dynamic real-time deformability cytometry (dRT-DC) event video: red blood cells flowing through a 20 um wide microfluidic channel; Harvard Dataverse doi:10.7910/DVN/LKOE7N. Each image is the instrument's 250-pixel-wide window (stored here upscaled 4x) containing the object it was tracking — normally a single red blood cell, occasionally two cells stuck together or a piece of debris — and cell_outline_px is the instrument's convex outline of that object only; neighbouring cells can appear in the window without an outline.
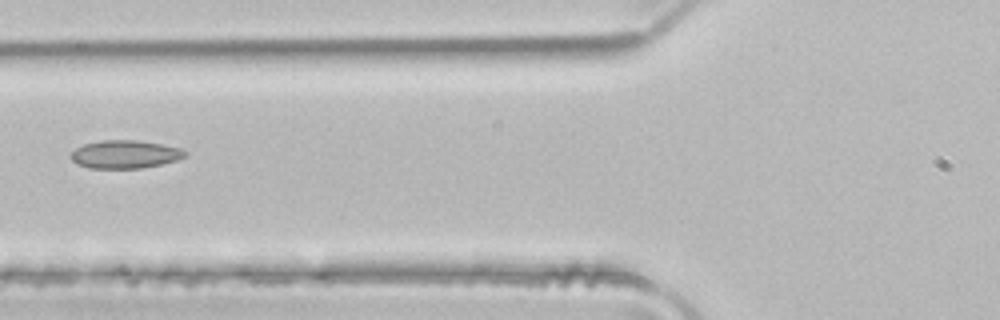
{"species": "common noctule bat (a hibernating species)", "species_latin": "Nyctalus noctula", "temperature_condition": "room temperature", "stored_images_in_passage": 3, "camera_frame_rate_fps": 3000, "um_per_image_px": 0.085, "animal": {"sex": "male", "body_mass_g": 21.5, "forearm_length_mm": 52.0}, "frame": {"image": 1, "passage_image": 2, "time_ms": 0.333, "image_size_px": [1000, 320], "cell_outline_px": [[188, 156], [176, 160], [160, 164], [140, 168], [88, 168], [76, 164], [72, 160], [72, 152], [76, 148], [84, 144], [104, 140], [136, 140], [160, 144], [180, 148], [188, 152]], "centroid_in_image_um": [10.64, 13.12], "position_along_channel_um": 115.2, "area_um2": 18.55}}
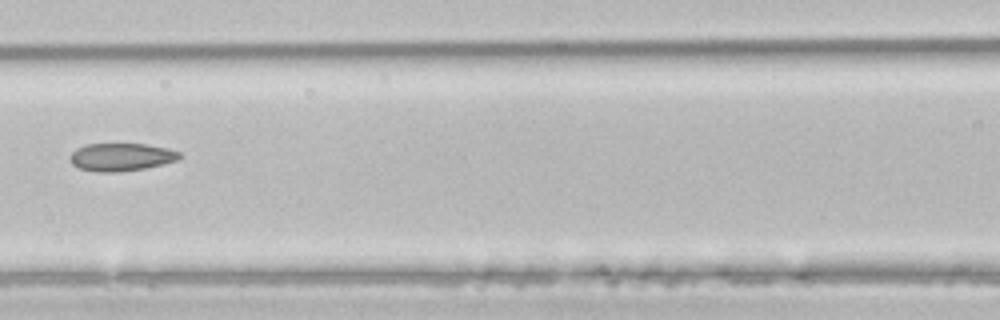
{"frame": {"image": 2, "passage_image": 3, "time_ms": 0.667, "image_size_px": [1000, 320], "cell_outline_px": [[180, 156], [176, 160], [144, 168], [120, 172], [96, 172], [80, 168], [72, 164], [68, 156], [76, 148], [88, 144], [144, 144], [164, 148], [180, 152]], "centroid_in_image_um": [10.23, 13.35], "position_along_channel_um": 156.4, "area_um2": 17.51}}